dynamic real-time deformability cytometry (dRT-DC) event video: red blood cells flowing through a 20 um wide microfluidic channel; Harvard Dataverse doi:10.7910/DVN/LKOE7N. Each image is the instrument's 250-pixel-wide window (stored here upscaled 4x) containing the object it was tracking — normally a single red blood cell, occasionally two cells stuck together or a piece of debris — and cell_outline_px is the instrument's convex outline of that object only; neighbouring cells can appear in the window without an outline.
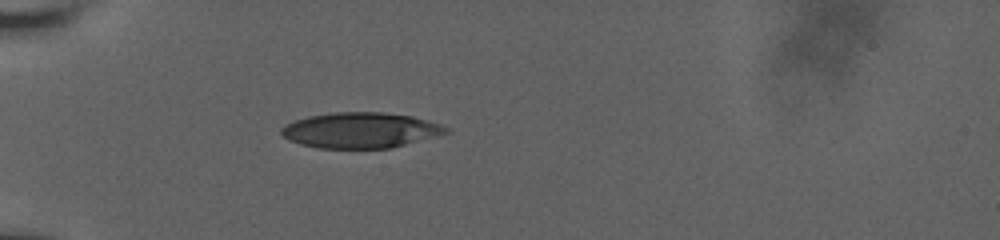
{"species": "human", "species_latin": "Homo sapiens", "temperature_condition": "room temperature", "stored_images_in_passage": 34, "camera_frame_rate_fps": 3000, "um_per_image_px": 0.085, "donor": {"sex": "male"}, "frame": {"image": 1, "passage_image": 1, "time_ms": 0.0, "image_size_px": [1000, 240], "cell_outline_px": [[452, 132], [388, 148], [316, 148], [300, 144], [288, 140], [280, 132], [280, 128], [284, 124], [308, 116], [336, 112], [380, 112], [412, 116], [440, 124], [448, 128]], "centroid_in_image_um": [30.61, 11.07], "position_along_channel_um": 54.4, "area_um2": 33.99}}
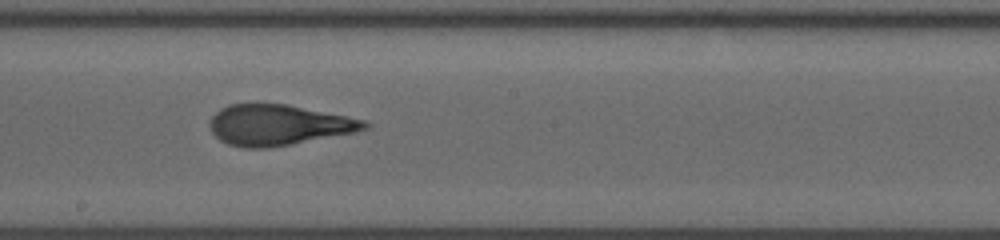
{"frame": {"image": 2, "passage_image": 16, "time_ms": 5.0, "image_size_px": [1000, 240], "cell_outline_px": [[372, 124], [368, 128], [356, 132], [268, 148], [244, 148], [228, 144], [220, 140], [212, 132], [208, 124], [208, 120], [220, 108], [228, 104], [288, 104], [364, 120]], "centroid_in_image_um": [23.64, 10.62], "position_along_channel_um": 224.6, "area_um2": 36.59}}
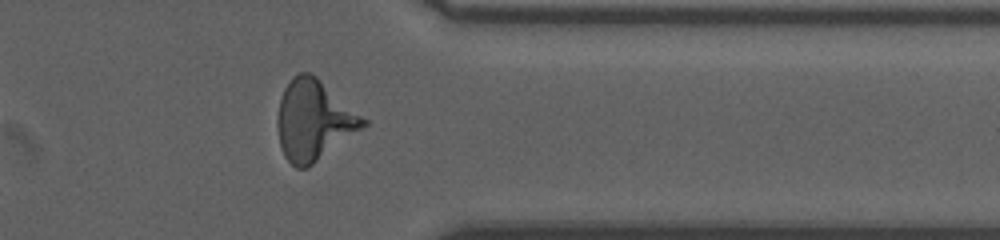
{"frame": {"image": 3, "passage_image": 29, "time_ms": 9.333, "image_size_px": [1000, 240], "cell_outline_px": [[368, 124], [308, 168], [296, 168], [284, 156], [280, 148], [276, 124], [276, 120], [280, 100], [284, 88], [292, 76], [300, 72], [312, 72], [368, 120]], "centroid_in_image_um": [26.65, 10.22], "position_along_channel_um": 384.7, "area_um2": 40.23}, "authors_computed_cell_mechanics": {"area_um2": 37.0498, "velocity_mm_per_s": 3.8215, "shape_relaxation_time_tau1_ms": 5.2211, "shape_relaxation_time_tau2_ms": 1.0878, "deformation_change_tau1": 0.2053, "deformation_change_tau2": 0.0994}}